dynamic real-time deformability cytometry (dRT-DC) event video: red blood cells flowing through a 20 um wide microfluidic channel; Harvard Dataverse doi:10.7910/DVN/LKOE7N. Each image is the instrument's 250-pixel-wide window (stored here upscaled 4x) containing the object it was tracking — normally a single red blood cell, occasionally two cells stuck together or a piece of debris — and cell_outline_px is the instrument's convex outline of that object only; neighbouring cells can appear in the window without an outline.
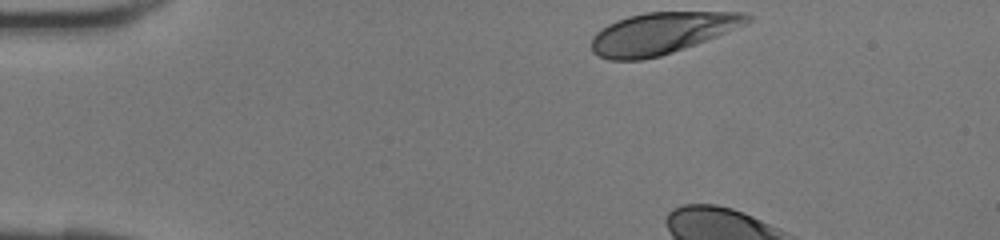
{"species": "human", "species_latin": "Homo sapiens", "temperature_condition": "room temperature", "stored_images_in_passage": 6, "camera_frame_rate_fps": 3000, "um_per_image_px": 0.085, "donor": {"sex": "female"}, "frame": {"image": 1, "passage_image": 1, "time_ms": 0.0, "image_size_px": [1000, 240], "cell_outline_px": [[752, 20], [744, 24], [716, 36], [684, 48], [660, 56], [644, 60], [608, 60], [592, 52], [592, 36], [596, 32], [608, 24], [616, 20], [628, 16], [644, 12], [744, 12], [752, 16]], "centroid_in_image_um": [56.2, 2.82], "position_along_channel_um": 28.8, "area_um2": 37.51}}